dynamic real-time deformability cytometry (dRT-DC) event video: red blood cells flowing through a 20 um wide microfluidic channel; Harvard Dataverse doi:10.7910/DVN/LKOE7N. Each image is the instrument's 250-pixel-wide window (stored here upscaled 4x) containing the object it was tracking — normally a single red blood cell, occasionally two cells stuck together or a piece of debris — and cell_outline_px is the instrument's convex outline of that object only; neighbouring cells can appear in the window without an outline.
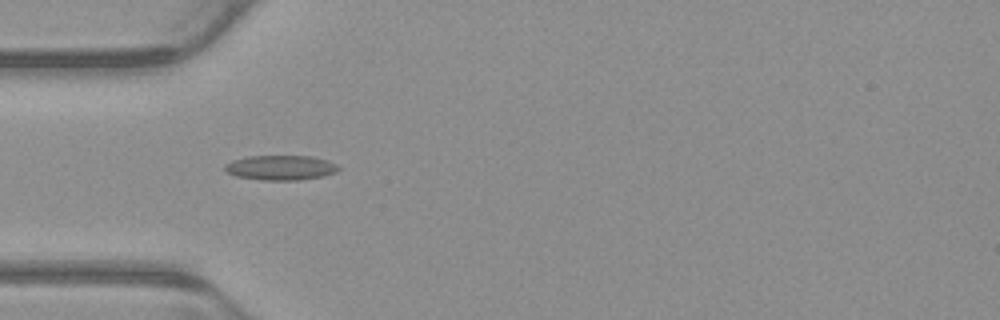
{"species": "common noctule bat (a hibernating species)", "species_latin": "Nyctalus noctula", "temperature_condition": "warm", "stored_images_in_passage": 6, "camera_frame_rate_fps": 3000, "um_per_image_px": 0.085, "animal": {"sex": "male", "body_mass_g": 23.1, "forearm_length_mm": 52.7}, "frame": {"image": 1, "passage_image": 4, "time_ms": 1.0, "image_size_px": [1000, 320], "cell_outline_px": [[340, 168], [336, 172], [324, 176], [296, 180], [260, 180], [236, 176], [228, 172], [224, 168], [224, 164], [232, 160], [248, 156], [312, 156], [328, 160], [336, 164]], "centroid_in_image_um": [23.86, 14.25], "position_along_channel_um": 61.1, "area_um2": 16.47}}
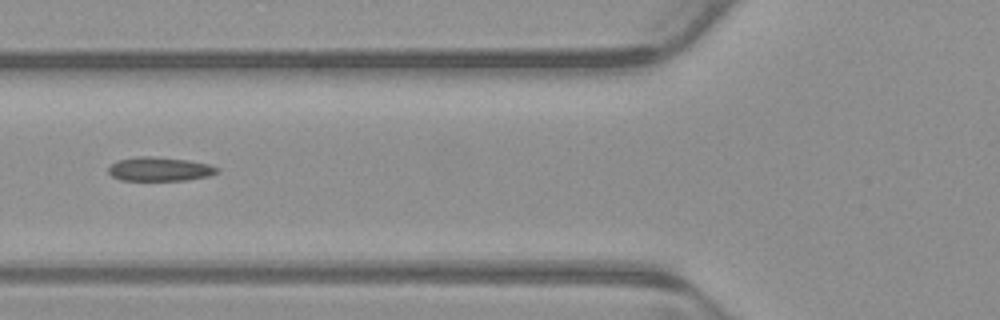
{"frame": {"image": 2, "passage_image": 5, "time_ms": 1.333, "image_size_px": [1000, 320], "cell_outline_px": [[220, 172], [208, 176], [184, 180], [120, 180], [112, 176], [108, 172], [108, 168], [116, 160], [136, 156], [152, 156], [188, 160], [208, 164], [220, 168]], "centroid_in_image_um": [13.56, 14.36], "position_along_channel_um": 112.2, "area_um2": 15.26}}
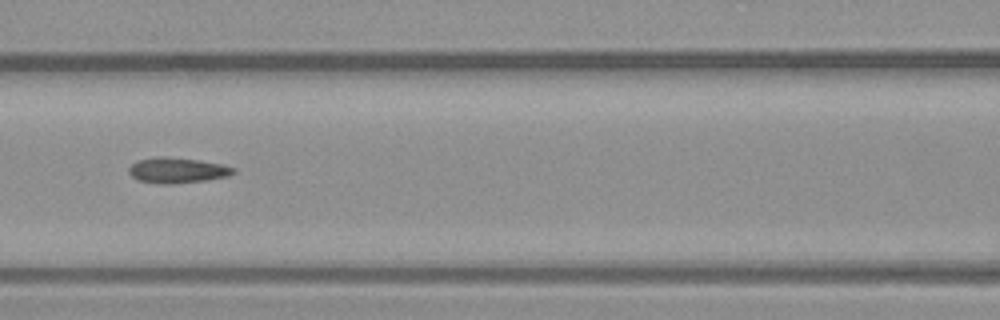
{"frame": {"image": 3, "passage_image": 6, "time_ms": 1.667, "image_size_px": [1000, 320], "cell_outline_px": [[236, 172], [228, 176], [208, 180], [172, 184], [164, 184], [140, 180], [132, 176], [128, 172], [128, 168], [136, 160], [156, 156], [164, 156], [200, 160], [224, 164], [236, 168]], "centroid_in_image_um": [15.1, 14.46], "position_along_channel_um": 151.5, "area_um2": 15.72}}